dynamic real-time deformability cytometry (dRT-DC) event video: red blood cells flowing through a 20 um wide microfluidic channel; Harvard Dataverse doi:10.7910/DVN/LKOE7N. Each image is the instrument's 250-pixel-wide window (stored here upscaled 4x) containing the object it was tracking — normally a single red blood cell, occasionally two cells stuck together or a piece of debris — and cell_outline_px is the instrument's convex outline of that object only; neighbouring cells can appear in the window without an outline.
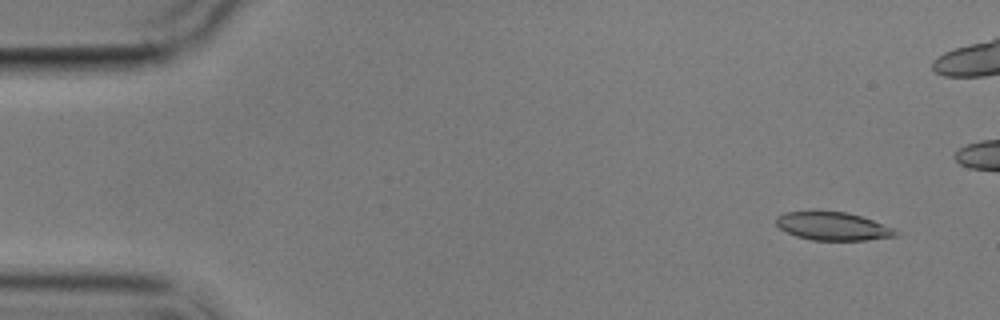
{"species": "common noctule bat (a hibernating species)", "species_latin": "Nyctalus noctula", "temperature_condition": "cold", "stored_images_in_passage": 5, "camera_frame_rate_fps": 3000, "um_per_image_px": 0.085, "animal": {"sex": "male", "body_mass_g": 17.9}, "frame": {"image": 1, "passage_image": 1, "time_ms": 0.0, "image_size_px": [1000, 320], "cell_outline_px": [[900, 232], [896, 236], [868, 240], [812, 240], [796, 236], [780, 228], [776, 224], [776, 216], [784, 212], [812, 208], [848, 212], [896, 228]], "centroid_in_image_um": [70.76, 19.18], "position_along_channel_um": 14.2, "area_um2": 20.46}}